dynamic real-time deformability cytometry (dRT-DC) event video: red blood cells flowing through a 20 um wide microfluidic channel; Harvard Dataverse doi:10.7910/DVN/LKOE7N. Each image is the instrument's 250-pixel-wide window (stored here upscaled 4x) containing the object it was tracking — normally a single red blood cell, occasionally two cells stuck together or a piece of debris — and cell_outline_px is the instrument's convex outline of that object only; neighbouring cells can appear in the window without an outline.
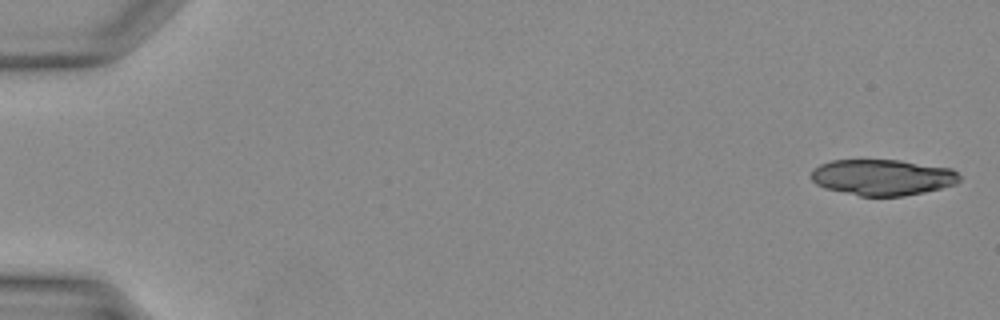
{"species": "Egyptian fruit bat (a non-hibernating species)", "species_latin": "Rousettus aegyptiacus", "temperature_condition": "warm", "stored_images_in_passage": 40, "camera_frame_rate_fps": 3000, "um_per_image_px": 0.085, "animal": {"sex": "female"}, "frame": {"image": 1, "passage_image": 1, "time_ms": 0.0, "image_size_px": [1000, 320], "cell_outline_px": [[960, 180], [956, 184], [924, 192], [904, 196], [860, 196], [824, 188], [816, 184], [812, 180], [812, 168], [820, 164], [832, 160], [900, 160], [952, 168], [960, 176]], "centroid_in_image_um": [75.01, 15.07], "position_along_channel_um": 10.0, "area_um2": 31.21}}
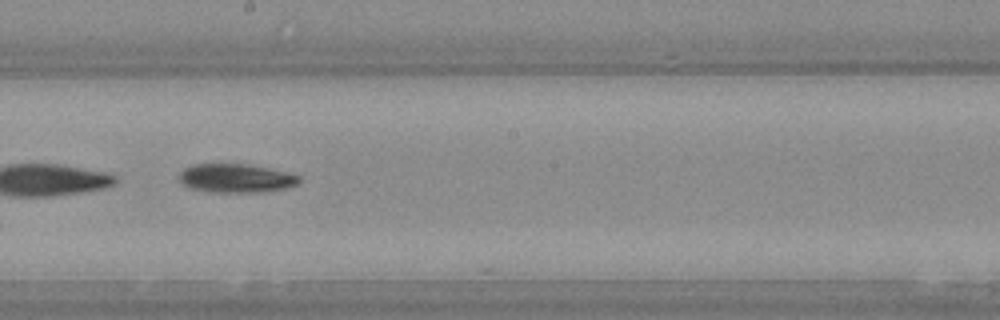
{"frame": {"image": 2, "passage_image": 23, "time_ms": 7.333, "image_size_px": [1000, 320], "cell_outline_px": [[300, 184], [288, 188], [260, 192], [212, 192], [188, 188], [180, 184], [176, 176], [184, 168], [192, 164], [248, 164], [288, 172], [300, 176]], "centroid_in_image_um": [20.02, 15.15], "position_along_channel_um": 228.2, "area_um2": 20.52}}
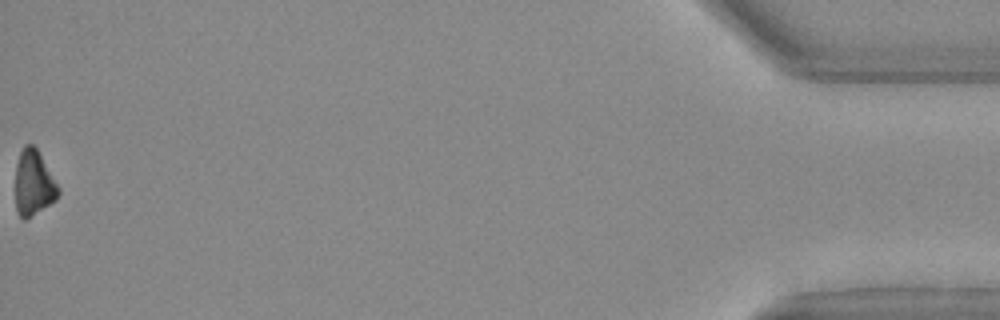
{"frame": {"image": 3, "passage_image": 40, "time_ms": 13.0, "image_size_px": [1000, 320], "cell_outline_px": [[60, 192], [56, 200], [24, 220], [16, 212], [16, 164], [20, 152], [24, 144], [32, 144], [36, 148], [60, 188]], "centroid_in_image_um": [2.85, 15.56], "position_along_channel_um": 432.3, "area_um2": 16.18}}